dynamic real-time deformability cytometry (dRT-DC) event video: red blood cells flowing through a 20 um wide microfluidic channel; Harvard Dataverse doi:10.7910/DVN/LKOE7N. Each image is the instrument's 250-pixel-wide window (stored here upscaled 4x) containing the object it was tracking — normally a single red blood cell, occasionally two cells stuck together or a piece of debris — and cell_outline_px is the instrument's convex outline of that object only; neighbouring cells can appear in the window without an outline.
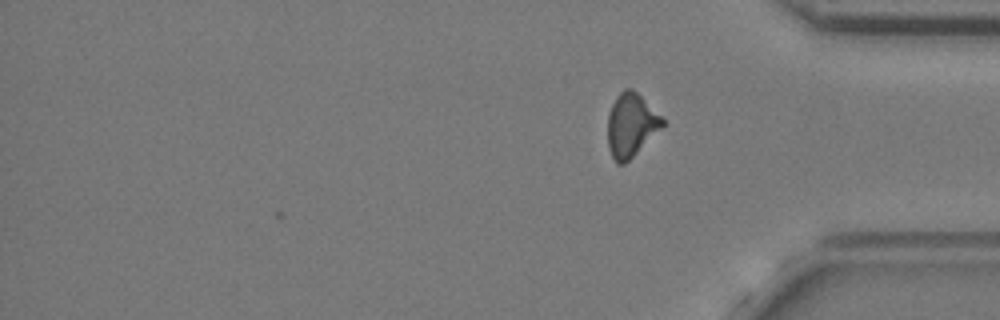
{"species": "common noctule bat (a hibernating species)", "species_latin": "Nyctalus noctula", "temperature_condition": "cold", "stored_images_in_passage": 33, "camera_frame_rate_fps": 3000, "um_per_image_px": 0.085, "animal": {"sex": "female", "body_mass_g": 24.6, "forearm_length_mm": 56.2}, "frame": {"image": 1, "passage_image": 33, "time_ms": 10.667, "image_size_px": [1000, 320], "cell_outline_px": [[664, 124], [624, 164], [616, 164], [608, 148], [608, 112], [616, 96], [624, 88], [632, 88], [664, 120]], "centroid_in_image_um": [53.58, 10.62], "position_along_channel_um": 381.6, "area_um2": 19.65}, "authors_computed_cell_mechanics": {"area_um2": 20.1722, "velocity_mm_per_s": 3.6413, "shape_relaxation_time_tau1_ms": null, "shape_relaxation_time_tau2_ms": 3.4725, "deformation_change_tau1": null, "deformation_change_tau2": 0.0997}}